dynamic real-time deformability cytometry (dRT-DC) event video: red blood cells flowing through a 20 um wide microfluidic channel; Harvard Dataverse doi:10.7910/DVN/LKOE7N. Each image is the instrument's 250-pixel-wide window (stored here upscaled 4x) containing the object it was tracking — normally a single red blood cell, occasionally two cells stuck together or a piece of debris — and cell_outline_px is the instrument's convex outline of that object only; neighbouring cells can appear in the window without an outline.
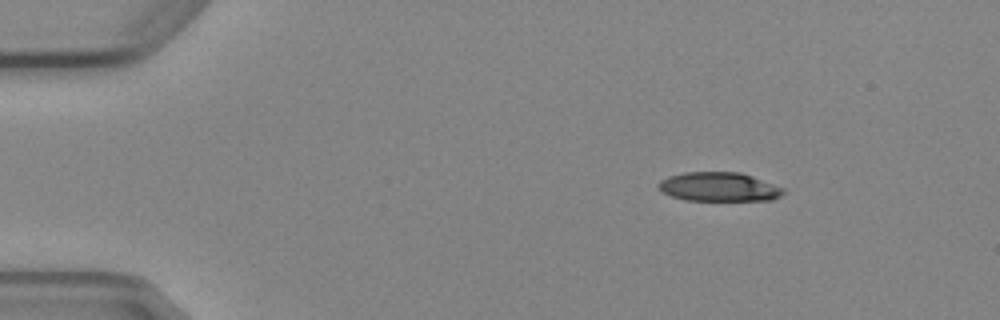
{"species": "Egyptian fruit bat (a non-hibernating species)", "species_latin": "Rousettus aegyptiacus", "temperature_condition": "cold", "stored_images_in_passage": 3, "camera_frame_rate_fps": 3000, "um_per_image_px": 0.085, "animal": {"sex": "female"}, "frame": {"image": 1, "passage_image": 1, "time_ms": 0.0, "image_size_px": [1000, 320], "cell_outline_px": [[784, 192], [780, 196], [772, 200], [684, 200], [672, 196], [656, 188], [656, 184], [660, 180], [668, 176], [684, 172], [740, 172], [752, 176], [784, 188]], "centroid_in_image_um": [61.07, 15.88], "position_along_channel_um": 23.9, "area_um2": 21.15}}